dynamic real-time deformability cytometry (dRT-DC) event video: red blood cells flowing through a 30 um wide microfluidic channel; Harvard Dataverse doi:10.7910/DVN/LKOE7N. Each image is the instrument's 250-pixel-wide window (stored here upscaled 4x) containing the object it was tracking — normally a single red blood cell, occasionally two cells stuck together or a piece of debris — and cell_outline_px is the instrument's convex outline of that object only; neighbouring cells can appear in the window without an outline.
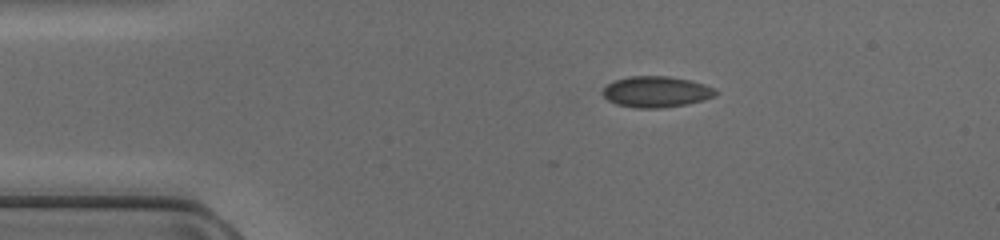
{"species": "common noctule bat (a hibernating species)", "species_latin": "Nyctalus noctula", "temperature_condition": "cold", "stored_images_in_passage": 41, "camera_frame_rate_fps": 3000, "um_per_image_px": 0.085, "animal": {"sex": "female", "body_mass_g": 17.0, "forearm_length_mm": 48.0}, "frame": {"image": 1, "passage_image": 2, "time_ms": 0.333, "image_size_px": [1000, 240], "cell_outline_px": [[716, 96], [704, 100], [688, 104], [660, 108], [636, 108], [616, 104], [608, 100], [604, 96], [604, 88], [608, 84], [616, 80], [628, 76], [668, 76], [692, 80], [716, 88]], "centroid_in_image_um": [55.82, 7.8], "position_along_channel_um": 29.2, "area_um2": 20.46}}
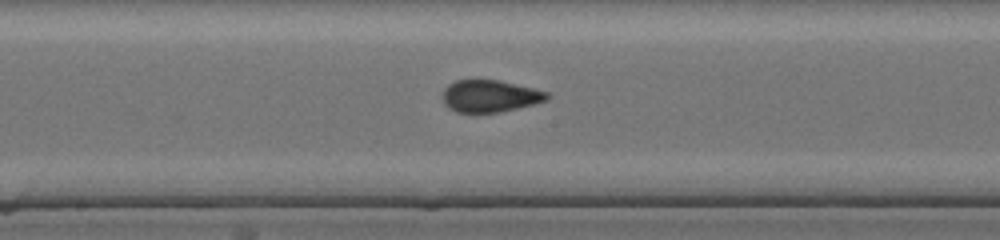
{"frame": {"image": 2, "passage_image": 18, "time_ms": 5.667, "image_size_px": [1000, 240], "cell_outline_px": [[552, 96], [548, 100], [500, 112], [456, 112], [448, 108], [444, 104], [444, 88], [448, 84], [456, 80], [500, 80], [548, 92]], "centroid_in_image_um": [41.65, 8.16], "position_along_channel_um": 206.5, "area_um2": 19.42}}
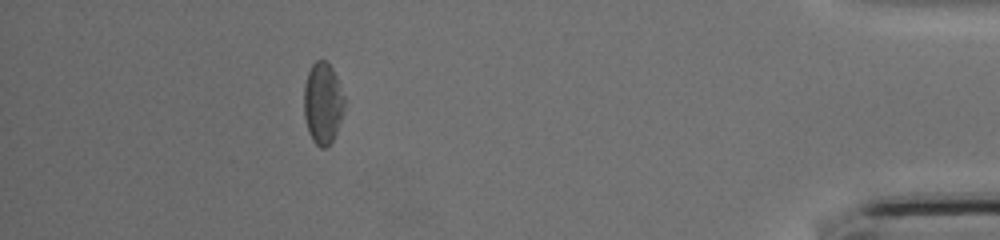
{"frame": {"image": 3, "passage_image": 36, "time_ms": 11.667, "image_size_px": [1000, 240], "cell_outline_px": [[344, 108], [336, 132], [332, 140], [324, 148], [320, 148], [312, 140], [308, 132], [304, 116], [304, 84], [308, 72], [312, 64], [316, 60], [324, 60], [332, 68], [336, 76], [344, 96]], "centroid_in_image_um": [27.41, 8.77], "position_along_channel_um": 407.8, "area_um2": 19.07}}